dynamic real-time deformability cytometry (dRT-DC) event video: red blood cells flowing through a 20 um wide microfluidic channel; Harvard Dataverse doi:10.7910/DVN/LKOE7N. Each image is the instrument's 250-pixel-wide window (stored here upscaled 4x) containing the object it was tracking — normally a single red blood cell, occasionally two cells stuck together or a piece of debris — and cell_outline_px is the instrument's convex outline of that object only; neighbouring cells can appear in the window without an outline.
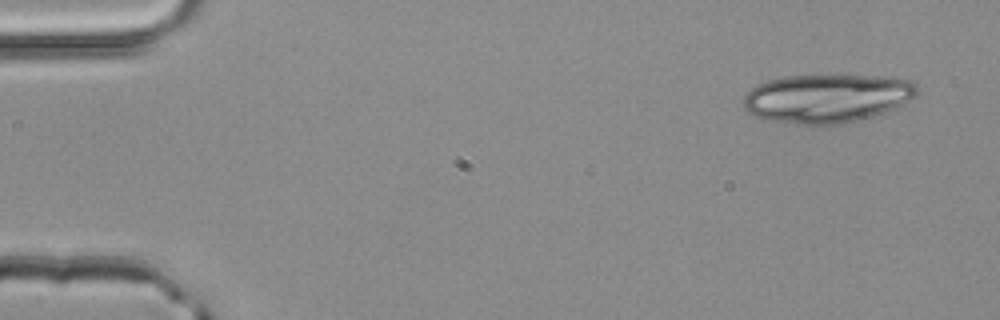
{"species": "common noctule bat (a hibernating species)", "species_latin": "Nyctalus noctula", "temperature_condition": "room temperature", "stored_images_in_passage": 3, "camera_frame_rate_fps": 3000, "um_per_image_px": 0.085, "animal": {"sex": "male", "body_mass_g": 20.4}, "frame": {"image": 1, "passage_image": 1, "time_ms": 0.0, "image_size_px": [1000, 320], "cell_outline_px": [[916, 96], [904, 104], [884, 112], [844, 124], [812, 128], [768, 120], [756, 116], [748, 112], [744, 108], [744, 96], [752, 88], [768, 80], [780, 76], [896, 76], [908, 80], [916, 84]], "centroid_in_image_um": [70.28, 8.39], "position_along_channel_um": 14.7, "area_um2": 49.94}}